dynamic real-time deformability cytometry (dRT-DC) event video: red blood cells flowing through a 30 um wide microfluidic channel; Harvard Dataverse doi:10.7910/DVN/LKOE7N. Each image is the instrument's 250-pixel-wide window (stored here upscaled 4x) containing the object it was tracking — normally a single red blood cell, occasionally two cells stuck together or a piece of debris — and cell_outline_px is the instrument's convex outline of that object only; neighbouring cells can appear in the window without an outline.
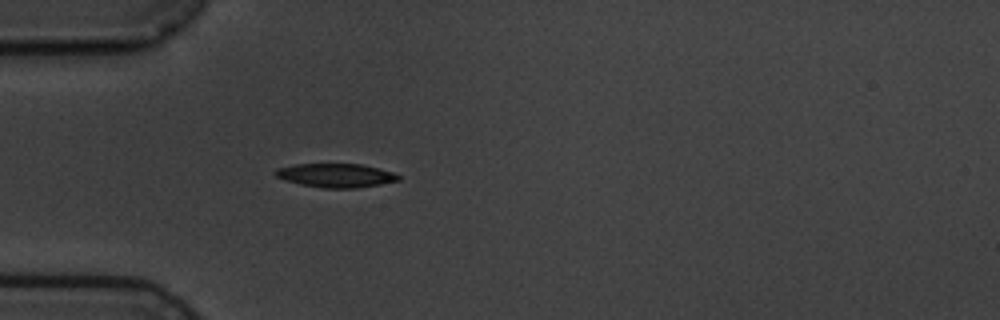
{"species": "common noctule bat (a hibernating species)", "species_latin": "Nyctalus noctula", "temperature_condition": "cold", "stored_images_in_passage": 1, "camera_frame_rate_fps": 3000, "um_per_image_px": 0.085, "animal": {"sex": "male", "body_mass_g": 19.5, "forearm_length_mm": 54.6}, "frame": {"image": 1, "passage_image": 1, "time_ms": 0.0, "image_size_px": [1000, 320], "cell_outline_px": [[400, 180], [380, 184], [356, 188], [324, 188], [300, 184], [284, 180], [276, 176], [272, 172], [276, 168], [296, 164], [360, 164], [392, 172], [400, 176]], "centroid_in_image_um": [28.5, 14.91], "position_along_channel_um": 56.5, "area_um2": 16.99}}